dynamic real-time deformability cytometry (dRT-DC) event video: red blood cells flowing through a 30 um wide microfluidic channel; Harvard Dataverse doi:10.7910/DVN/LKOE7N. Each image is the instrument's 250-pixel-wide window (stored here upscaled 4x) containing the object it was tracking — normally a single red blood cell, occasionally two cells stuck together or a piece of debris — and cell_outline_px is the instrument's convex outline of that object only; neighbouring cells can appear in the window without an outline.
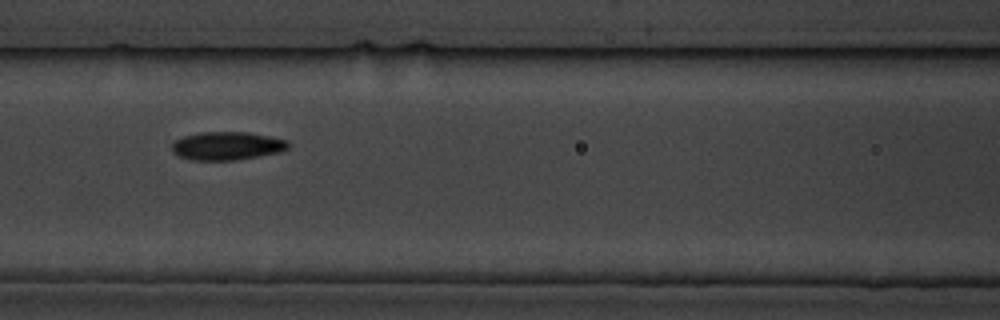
{"species": "common noctule bat (a hibernating species)", "species_latin": "Nyctalus noctula", "temperature_condition": "cold", "stored_images_in_passage": 6, "camera_frame_rate_fps": 3000, "um_per_image_px": 0.085, "animal": {"sex": "male", "body_mass_g": 19.5, "forearm_length_mm": 54.6}, "frame": {"image": 1, "passage_image": 4, "time_ms": 3.667, "image_size_px": [1000, 320], "cell_outline_px": [[292, 144], [288, 148], [280, 152], [232, 160], [192, 160], [180, 156], [172, 152], [172, 144], [176, 140], [184, 136], [200, 132], [248, 132], [288, 140]], "centroid_in_image_um": [19.31, 12.39], "position_along_channel_um": 147.3, "area_um2": 19.07}}
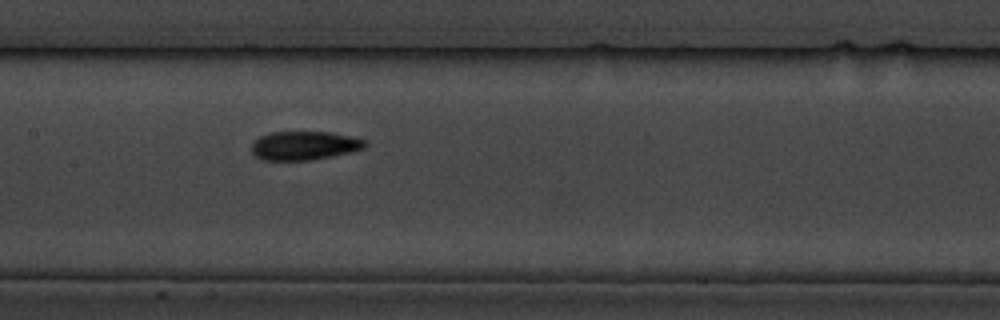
{"frame": {"image": 2, "passage_image": 5, "time_ms": 4.667, "image_size_px": [1000, 320], "cell_outline_px": [[368, 144], [364, 148], [352, 152], [312, 160], [260, 160], [252, 152], [252, 140], [260, 136], [272, 132], [332, 132], [352, 136], [364, 140]], "centroid_in_image_um": [25.86, 12.37], "position_along_channel_um": 181.5, "area_um2": 19.19}}